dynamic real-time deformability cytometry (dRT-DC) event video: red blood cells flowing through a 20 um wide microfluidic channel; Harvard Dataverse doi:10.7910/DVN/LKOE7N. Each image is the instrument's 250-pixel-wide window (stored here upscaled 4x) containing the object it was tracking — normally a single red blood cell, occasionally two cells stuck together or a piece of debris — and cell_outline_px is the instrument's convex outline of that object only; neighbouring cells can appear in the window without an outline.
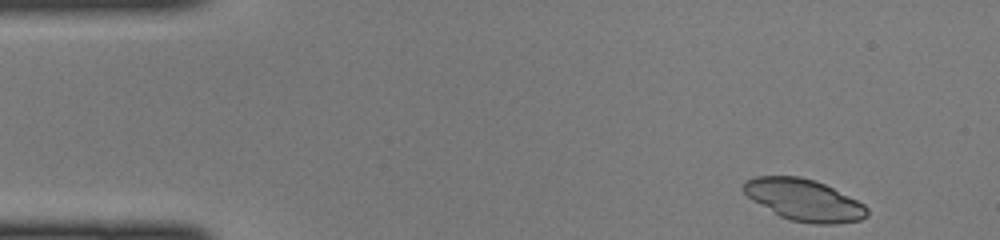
{"species": "common noctule bat (a hibernating species)", "species_latin": "Nyctalus noctula", "temperature_condition": "cold", "stored_images_in_passage": 43, "camera_frame_rate_fps": 3000, "um_per_image_px": 0.085, "animal": {"sex": "female", "body_mass_g": 22.0, "forearm_length_mm": 56.7}, "frame": {"image": 1, "passage_image": 1, "time_ms": 0.0, "image_size_px": [1000, 240], "cell_outline_px": [[868, 216], [860, 220], [836, 224], [816, 224], [792, 220], [780, 216], [752, 200], [740, 188], [744, 180], [756, 176], [800, 176], [816, 180], [864, 204], [868, 208]], "centroid_in_image_um": [68.32, 16.99], "position_along_channel_um": 16.7, "area_um2": 29.94}}